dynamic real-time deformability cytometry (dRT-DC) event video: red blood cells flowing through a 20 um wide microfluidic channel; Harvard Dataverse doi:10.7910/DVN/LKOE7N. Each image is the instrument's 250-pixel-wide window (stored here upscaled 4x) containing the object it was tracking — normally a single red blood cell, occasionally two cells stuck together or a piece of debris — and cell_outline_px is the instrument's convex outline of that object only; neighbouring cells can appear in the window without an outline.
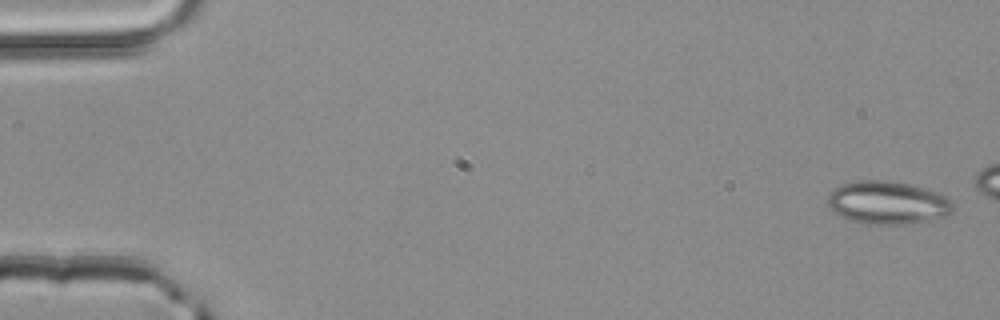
{"species": "common noctule bat (a hibernating species)", "species_latin": "Nyctalus noctula", "temperature_condition": "room temperature", "stored_images_in_passage": 4, "camera_frame_rate_fps": 3000, "um_per_image_px": 0.085, "animal": {"sex": "male", "body_mass_g": 20.4}, "frame": {"image": 1, "passage_image": 1, "time_ms": 0.0, "image_size_px": [1000, 320], "cell_outline_px": [[952, 208], [944, 216], [912, 224], [864, 224], [848, 220], [832, 212], [828, 204], [828, 196], [840, 184], [860, 180], [888, 180], [908, 184], [936, 192], [952, 200]], "centroid_in_image_um": [75.39, 17.24], "position_along_channel_um": 9.6, "area_um2": 31.27}}